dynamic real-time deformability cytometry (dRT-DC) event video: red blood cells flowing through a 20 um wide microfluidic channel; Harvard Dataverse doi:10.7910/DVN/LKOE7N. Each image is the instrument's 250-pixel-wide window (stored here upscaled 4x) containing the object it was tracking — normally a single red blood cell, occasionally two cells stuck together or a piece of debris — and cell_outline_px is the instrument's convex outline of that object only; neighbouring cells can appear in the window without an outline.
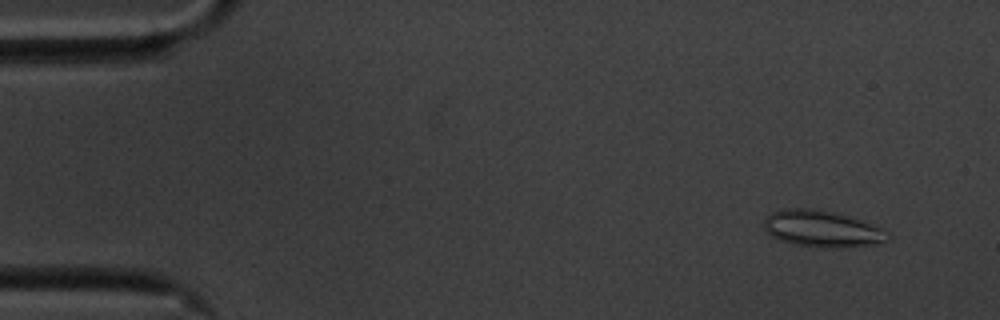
{"species": "common noctule bat (a hibernating species)", "species_latin": "Nyctalus noctula", "temperature_condition": "cold", "stored_images_in_passage": 56, "camera_frame_rate_fps": 3000, "um_per_image_px": 0.085, "animal": {"sex": "male", "body_mass_g": 20.1, "forearm_length_mm": 53.5}, "frame": {"image": 1, "passage_image": 4, "time_ms": 1.0, "image_size_px": [1000, 320], "cell_outline_px": [[892, 236], [888, 240], [880, 244], [836, 248], [820, 248], [792, 244], [780, 240], [772, 236], [764, 228], [764, 220], [772, 212], [784, 208], [812, 208], [836, 212], [860, 220], [880, 228]], "centroid_in_image_um": [69.88, 19.46], "position_along_channel_um": 15.1, "area_um2": 26.53}}
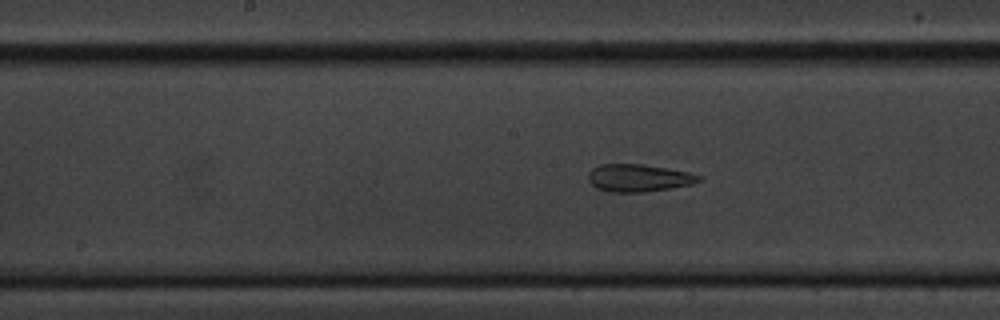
{"frame": {"image": 2, "passage_image": 28, "time_ms": 9.0, "image_size_px": [1000, 320], "cell_outline_px": [[704, 180], [692, 184], [644, 192], [608, 192], [596, 188], [588, 180], [588, 172], [592, 168], [600, 164], [644, 164], [688, 172], [704, 176]], "centroid_in_image_um": [54.29, 15.12], "position_along_channel_um": 193.9, "area_um2": 17.86}}
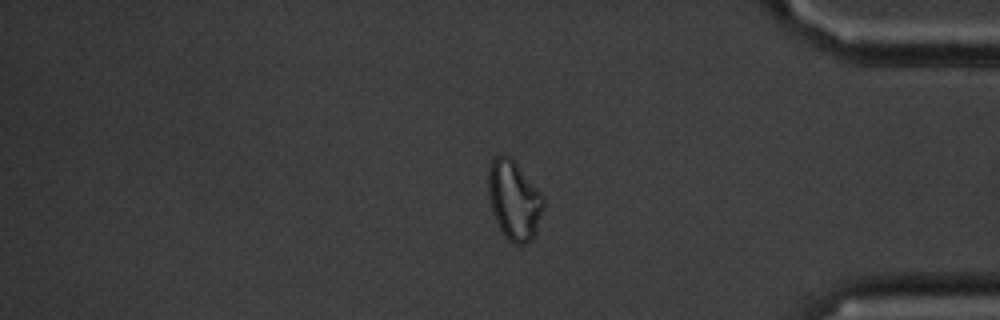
{"frame": {"image": 3, "passage_image": 47, "time_ms": 15.333, "image_size_px": [1000, 320], "cell_outline_px": [[544, 208], [536, 232], [524, 244], [512, 244], [504, 236], [492, 212], [488, 192], [488, 168], [492, 160], [496, 156], [508, 156], [516, 164], [544, 196]], "centroid_in_image_um": [43.69, 17.03], "position_along_channel_um": 391.5, "area_um2": 25.14}, "authors_computed_cell_mechanics": {"area_um2": 21.3571, "velocity_mm_per_s": 3.5022, "shape_relaxation_time_tau1_ms": null, "shape_relaxation_time_tau2_ms": 2.2221, "deformation_change_tau1": null, "deformation_change_tau2": 0.1065}}